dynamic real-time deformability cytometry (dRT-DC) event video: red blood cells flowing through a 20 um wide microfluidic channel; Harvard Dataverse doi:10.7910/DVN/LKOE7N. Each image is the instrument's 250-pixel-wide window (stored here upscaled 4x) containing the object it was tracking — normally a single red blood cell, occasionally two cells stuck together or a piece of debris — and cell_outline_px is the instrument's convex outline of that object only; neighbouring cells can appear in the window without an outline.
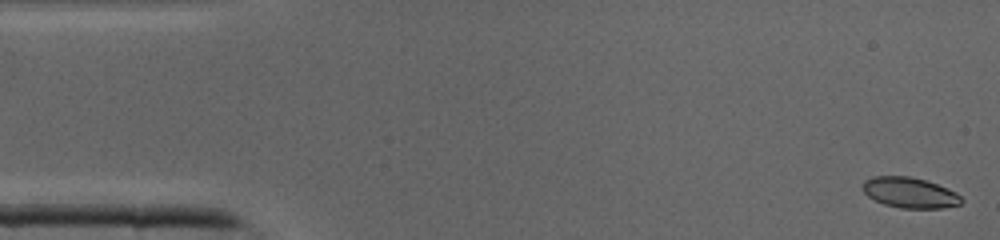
{"species": "common noctule bat (a hibernating species)", "species_latin": "Nyctalus noctula", "temperature_condition": "cold", "stored_images_in_passage": 41, "camera_frame_rate_fps": 3000, "um_per_image_px": 0.085, "animal": {"sex": "male", "body_mass_g": 19.0, "forearm_length_mm": 50.8}, "frame": {"image": 1, "passage_image": 1, "time_ms": 0.0, "image_size_px": [1000, 240], "cell_outline_px": [[964, 200], [960, 204], [940, 208], [900, 208], [884, 204], [868, 196], [864, 192], [864, 180], [872, 176], [908, 176], [924, 180], [948, 188], [956, 192]], "centroid_in_image_um": [77.34, 16.37], "position_along_channel_um": 7.7, "area_um2": 17.4}}
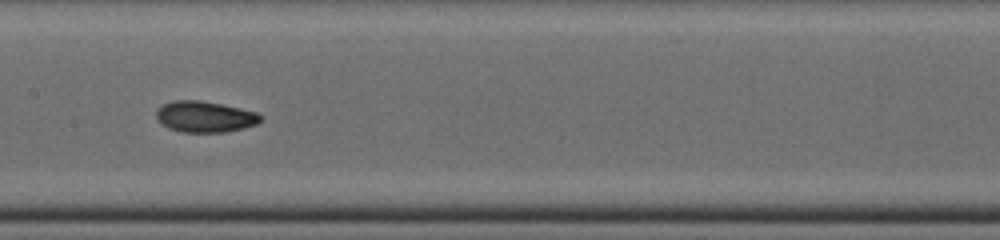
{"frame": {"image": 2, "passage_image": 20, "time_ms": 6.333, "image_size_px": [1000, 240], "cell_outline_px": [[264, 116], [256, 124], [244, 128], [224, 132], [180, 132], [168, 128], [160, 124], [156, 116], [156, 112], [164, 104], [172, 100], [200, 100], [240, 108], [256, 112]], "centroid_in_image_um": [17.4, 9.92], "position_along_channel_um": 190.0, "area_um2": 18.9}}
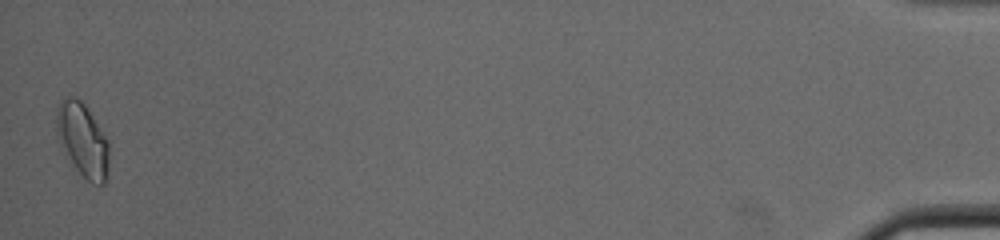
{"frame": {"image": 3, "passage_image": 41, "time_ms": 13.333, "image_size_px": [1000, 240], "cell_outline_px": [[108, 176], [104, 184], [92, 184], [68, 164], [56, 136], [56, 108], [60, 100], [68, 96], [76, 96], [84, 104], [108, 140]], "centroid_in_image_um": [6.97, 11.93], "position_along_channel_um": 428.2, "area_um2": 23.18}}